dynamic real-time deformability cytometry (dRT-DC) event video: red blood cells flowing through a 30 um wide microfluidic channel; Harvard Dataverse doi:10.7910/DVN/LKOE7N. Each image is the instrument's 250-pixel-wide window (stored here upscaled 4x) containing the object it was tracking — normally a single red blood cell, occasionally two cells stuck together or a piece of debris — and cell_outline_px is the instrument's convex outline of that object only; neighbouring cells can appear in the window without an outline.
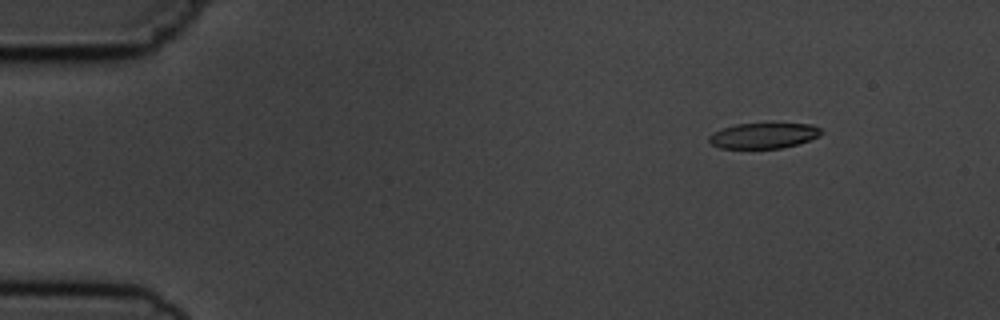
{"species": "common noctule bat (a hibernating species)", "species_latin": "Nyctalus noctula", "temperature_condition": "cold", "stored_images_in_passage": 5, "camera_frame_rate_fps": 3000, "um_per_image_px": 0.085, "animal": {"sex": "male", "body_mass_g": 19.5, "forearm_length_mm": 54.6}, "frame": {"image": 1, "passage_image": 5, "time_ms": 5.333, "image_size_px": [1000, 320], "cell_outline_px": [[824, 132], [820, 136], [796, 144], [780, 148], [720, 148], [712, 144], [708, 140], [708, 136], [724, 128], [736, 124], [812, 124], [820, 128]], "centroid_in_image_um": [64.93, 11.53], "position_along_channel_um": 20.1, "area_um2": 16.42}}